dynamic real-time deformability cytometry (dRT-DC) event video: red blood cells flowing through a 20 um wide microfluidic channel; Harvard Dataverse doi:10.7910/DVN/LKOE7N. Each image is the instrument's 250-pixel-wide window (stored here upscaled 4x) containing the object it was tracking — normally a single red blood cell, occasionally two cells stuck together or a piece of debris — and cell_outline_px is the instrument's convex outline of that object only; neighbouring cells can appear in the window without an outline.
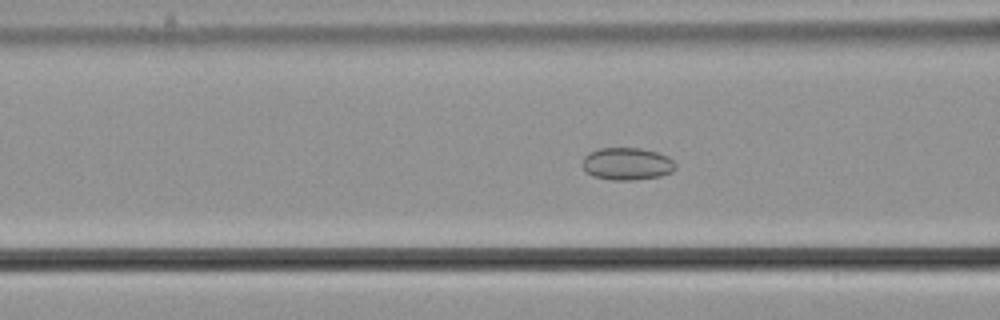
{"species": "common noctule bat (a hibernating species)", "species_latin": "Nyctalus noctula", "temperature_condition": "cold", "stored_images_in_passage": 58, "segment_of_instrument_passage": [1, 2], "camera_frame_rate_fps": 3000, "um_per_image_px": 0.085, "animal": {"sex": "male", "body_mass_g": 21.5, "forearm_length_mm": 52.0}, "frame": {"image": 1, "passage_image": 23, "time_ms": 7.333, "image_size_px": [1000, 320], "cell_outline_px": [[676, 168], [672, 172], [660, 176], [632, 180], [612, 180], [592, 176], [580, 164], [584, 156], [588, 152], [596, 148], [640, 148], [656, 152], [668, 156], [676, 164]], "centroid_in_image_um": [53.27, 13.92], "position_along_channel_um": 113.3, "area_um2": 17.74}}
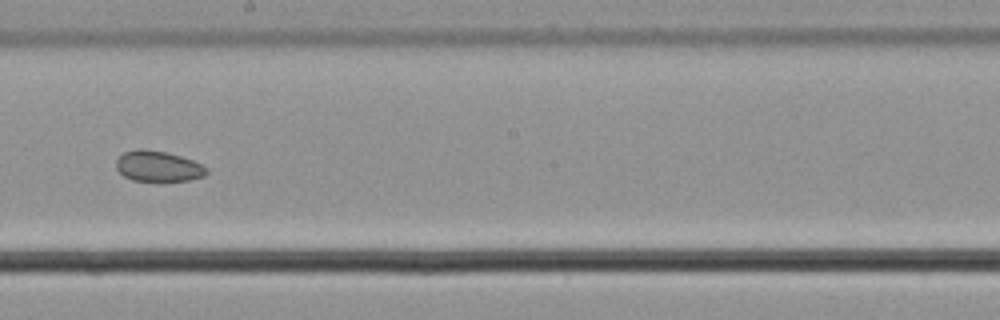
{"frame": {"image": 2, "passage_image": 33, "time_ms": 10.667, "image_size_px": [1000, 320], "cell_outline_px": [[208, 172], [204, 176], [188, 180], [132, 180], [124, 176], [116, 168], [116, 160], [124, 152], [140, 148], [144, 148], [168, 152], [192, 160], [208, 168]], "centroid_in_image_um": [13.43, 14.11], "position_along_channel_um": 234.8, "area_um2": 16.01}}
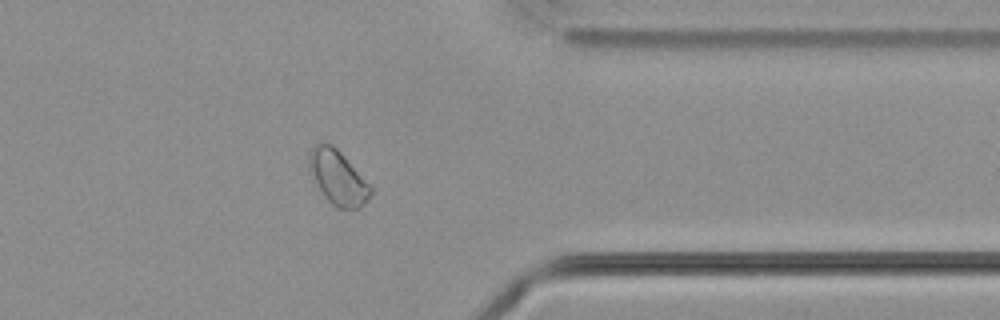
{"frame": {"image": 3, "passage_image": 46, "time_ms": 15.0, "image_size_px": [1000, 320], "cell_outline_px": [[372, 192], [364, 204], [360, 208], [336, 208], [328, 200], [320, 188], [308, 164], [308, 160], [312, 148], [316, 144], [332, 144], [340, 152], [372, 188]], "centroid_in_image_um": [28.74, 15.11], "position_along_channel_um": 382.7, "area_um2": 18.55}}